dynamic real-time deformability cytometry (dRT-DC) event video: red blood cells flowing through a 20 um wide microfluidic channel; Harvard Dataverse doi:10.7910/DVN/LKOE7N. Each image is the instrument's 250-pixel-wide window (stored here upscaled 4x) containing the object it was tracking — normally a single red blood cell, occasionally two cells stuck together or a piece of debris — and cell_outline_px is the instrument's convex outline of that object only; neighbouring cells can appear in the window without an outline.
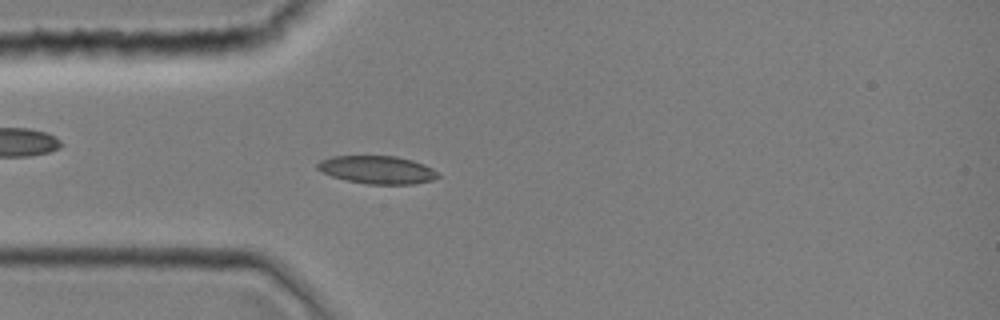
{"species": "common noctule bat (a hibernating species)", "species_latin": "Nyctalus noctula", "temperature_condition": "room temperature", "stored_images_in_passage": 39, "camera_frame_rate_fps": 3000, "um_per_image_px": 0.085, "animal": {"sex": "female", "body_mass_g": 19.0, "forearm_length_mm": 51.5}, "frame": {"image": 1, "passage_image": 8, "time_ms": 2.333, "image_size_px": [1000, 320], "cell_outline_px": [[440, 176], [432, 180], [412, 184], [368, 184], [348, 180], [332, 176], [316, 168], [316, 164], [320, 160], [332, 156], [396, 156], [412, 160], [424, 164], [432, 168]], "centroid_in_image_um": [32.06, 14.42], "position_along_channel_um": 52.9, "area_um2": 19.48}}
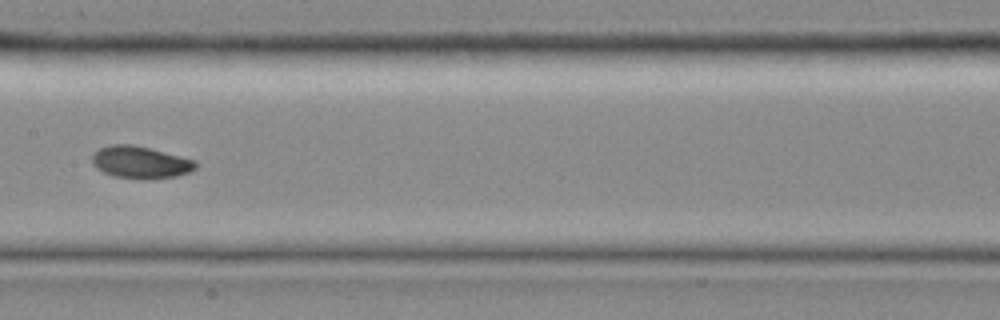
{"frame": {"image": 2, "passage_image": 18, "time_ms": 5.667, "image_size_px": [1000, 320], "cell_outline_px": [[196, 168], [188, 172], [176, 176], [144, 180], [112, 176], [96, 168], [92, 164], [92, 156], [100, 148], [112, 144], [132, 144], [152, 148], [196, 160]], "centroid_in_image_um": [11.94, 13.79], "position_along_channel_um": 195.5, "area_um2": 19.59}}
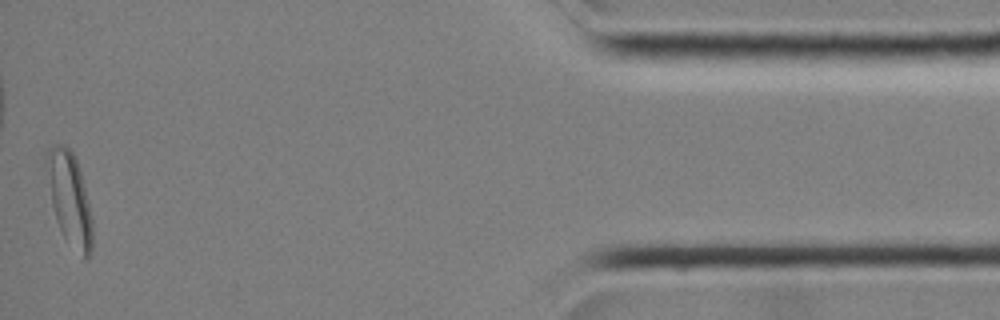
{"frame": {"image": 3, "passage_image": 39, "time_ms": 12.667, "image_size_px": [1000, 320], "cell_outline_px": [[92, 252], [88, 260], [84, 260], [64, 236], [56, 220], [52, 204], [44, 164], [44, 160], [48, 152], [56, 144], [64, 144], [72, 152], [76, 160], [80, 172], [88, 200], [92, 220]], "centroid_in_image_um": [5.91, 16.91], "position_along_channel_um": 429.3, "area_um2": 24.62}}